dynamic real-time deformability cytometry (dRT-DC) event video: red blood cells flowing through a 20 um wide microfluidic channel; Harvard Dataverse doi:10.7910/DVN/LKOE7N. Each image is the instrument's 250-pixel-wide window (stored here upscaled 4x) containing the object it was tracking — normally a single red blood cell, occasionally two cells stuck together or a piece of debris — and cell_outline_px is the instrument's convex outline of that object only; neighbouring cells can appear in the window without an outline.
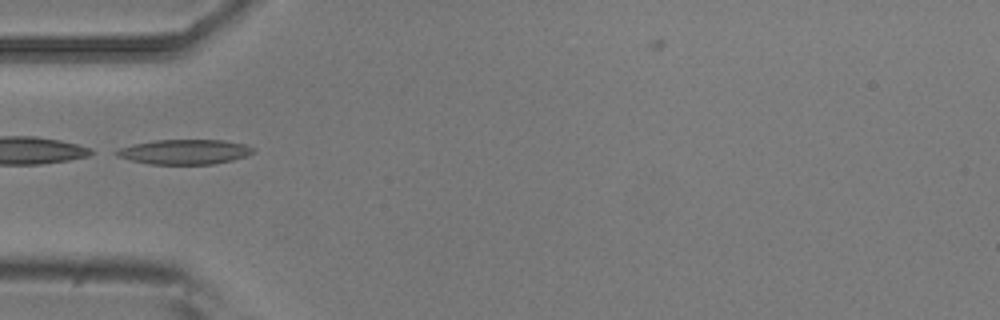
{"species": "common noctule bat (a hibernating species)", "species_latin": "Nyctalus noctula", "temperature_condition": "room temperature", "stored_images_in_passage": 5, "camera_frame_rate_fps": 3000, "um_per_image_px": 0.085, "animal": {"sex": "male", "body_mass_g": 20.5, "forearm_length_mm": 52.5}, "frame": {"image": 1, "passage_image": 5, "time_ms": 1.333, "image_size_px": [1000, 320], "cell_outline_px": [[256, 148], [252, 152], [244, 156], [232, 160], [212, 164], [148, 164], [116, 156], [112, 152], [120, 148], [136, 144], [156, 140], [224, 140], [244, 144]], "centroid_in_image_um": [15.68, 12.91], "position_along_channel_um": 69.3, "area_um2": 19.59}}